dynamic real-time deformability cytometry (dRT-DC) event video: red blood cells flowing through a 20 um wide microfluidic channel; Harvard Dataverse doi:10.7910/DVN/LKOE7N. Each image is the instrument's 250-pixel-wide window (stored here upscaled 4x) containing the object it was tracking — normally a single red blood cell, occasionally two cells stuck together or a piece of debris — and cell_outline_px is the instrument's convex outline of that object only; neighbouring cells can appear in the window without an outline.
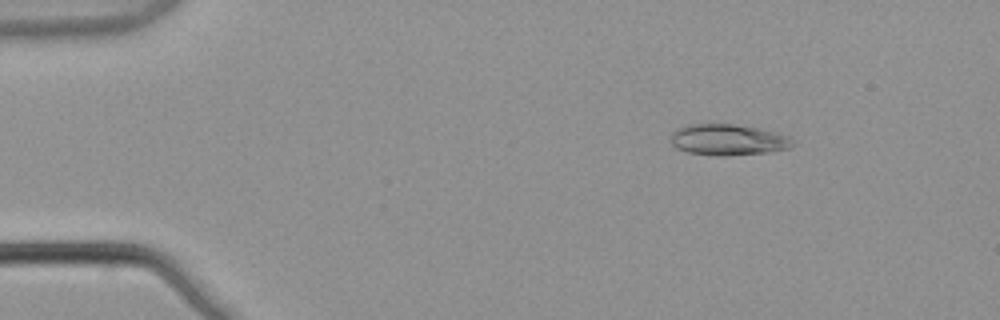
{"species": "common noctule bat (a hibernating species)", "species_latin": "Nyctalus noctula", "temperature_condition": "warm", "stored_images_in_passage": 3, "camera_frame_rate_fps": 3000, "um_per_image_px": 0.085, "animal": {"sex": "male", "body_mass_g": 21.5, "forearm_length_mm": 52.0}, "frame": {"image": 1, "passage_image": 1, "time_ms": 0.0, "image_size_px": [1000, 320], "cell_outline_px": [[796, 144], [788, 148], [768, 152], [728, 156], [716, 156], [688, 152], [676, 148], [672, 144], [668, 136], [676, 128], [688, 124], [732, 124], [760, 128], [788, 136], [796, 140]], "centroid_in_image_um": [61.86, 11.88], "position_along_channel_um": 23.1, "area_um2": 22.43}}